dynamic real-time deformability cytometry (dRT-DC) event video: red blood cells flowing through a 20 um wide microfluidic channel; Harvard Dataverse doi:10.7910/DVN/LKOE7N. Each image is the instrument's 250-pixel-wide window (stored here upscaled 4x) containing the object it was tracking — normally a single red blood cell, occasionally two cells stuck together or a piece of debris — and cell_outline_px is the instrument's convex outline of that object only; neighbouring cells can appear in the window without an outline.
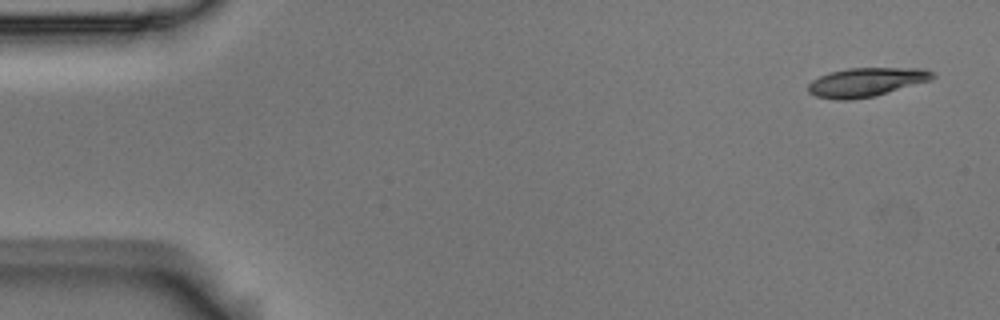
{"species": "Egyptian fruit bat (a non-hibernating species)", "species_latin": "Rousettus aegyptiacus", "temperature_condition": "room temperature", "stored_images_in_passage": 7, "camera_frame_rate_fps": 3000, "um_per_image_px": 0.085, "animal": {"sex": "male"}, "frame": {"image": 1, "passage_image": 1, "time_ms": 0.0, "image_size_px": [1000, 320], "cell_outline_px": [[936, 76], [932, 80], [872, 96], [852, 100], [836, 100], [816, 96], [808, 92], [808, 84], [812, 80], [828, 72], [848, 68], [924, 68], [932, 72]], "centroid_in_image_um": [73.61, 6.97], "position_along_channel_um": 11.4, "area_um2": 20.92}}
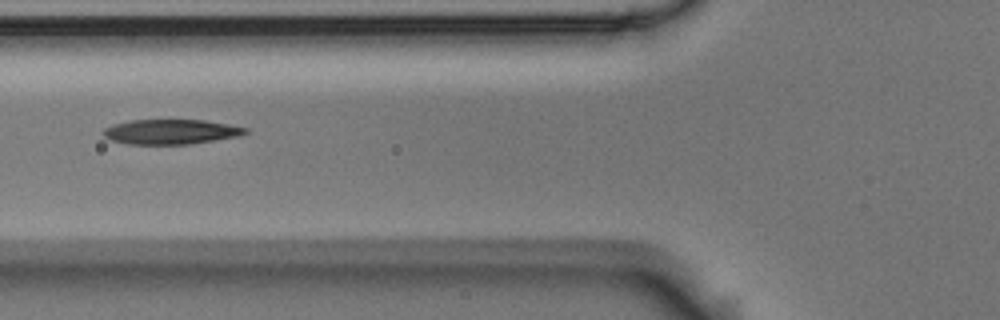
{"frame": {"image": 2, "passage_image": 6, "time_ms": 1.667, "image_size_px": [1000, 320], "cell_outline_px": [[248, 132], [240, 136], [192, 144], [128, 144], [112, 140], [104, 136], [100, 132], [104, 128], [112, 124], [132, 120], [204, 120], [228, 124], [248, 128]], "centroid_in_image_um": [14.52, 11.2], "position_along_channel_um": 111.3, "area_um2": 20.69}}
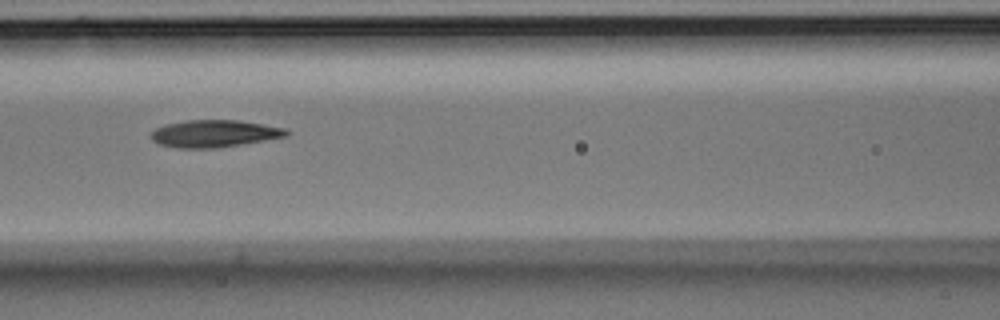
{"frame": {"image": 3, "passage_image": 7, "time_ms": 2.0, "image_size_px": [1000, 320], "cell_outline_px": [[292, 132], [288, 136], [216, 148], [176, 148], [160, 144], [152, 140], [152, 132], [156, 128], [164, 124], [184, 120], [240, 120], [288, 128]], "centroid_in_image_um": [18.26, 11.34], "position_along_channel_um": 148.3, "area_um2": 21.62}}